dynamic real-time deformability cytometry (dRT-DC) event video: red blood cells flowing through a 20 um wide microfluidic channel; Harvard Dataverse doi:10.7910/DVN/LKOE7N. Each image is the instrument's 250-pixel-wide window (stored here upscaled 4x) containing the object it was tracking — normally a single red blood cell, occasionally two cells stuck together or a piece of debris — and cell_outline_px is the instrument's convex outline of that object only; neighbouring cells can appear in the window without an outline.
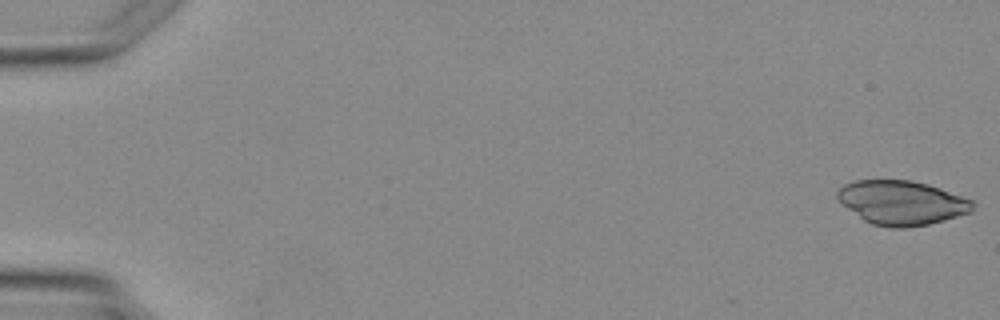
{"species": "Egyptian fruit bat (a non-hibernating species)", "species_latin": "Rousettus aegyptiacus", "temperature_condition": "warm", "stored_images_in_passage": 4, "camera_frame_rate_fps": 3000, "um_per_image_px": 0.085, "animal": {"sex": "female"}, "frame": {"image": 1, "passage_image": 1, "time_ms": 0.0, "image_size_px": [1000, 320], "cell_outline_px": [[976, 204], [972, 212], [944, 220], [928, 224], [904, 228], [892, 228], [872, 224], [864, 220], [848, 208], [836, 196], [836, 192], [844, 184], [856, 180], [912, 180], [928, 184], [940, 188], [972, 200]], "centroid_in_image_um": [76.68, 17.22], "position_along_channel_um": 8.3, "area_um2": 34.74}}